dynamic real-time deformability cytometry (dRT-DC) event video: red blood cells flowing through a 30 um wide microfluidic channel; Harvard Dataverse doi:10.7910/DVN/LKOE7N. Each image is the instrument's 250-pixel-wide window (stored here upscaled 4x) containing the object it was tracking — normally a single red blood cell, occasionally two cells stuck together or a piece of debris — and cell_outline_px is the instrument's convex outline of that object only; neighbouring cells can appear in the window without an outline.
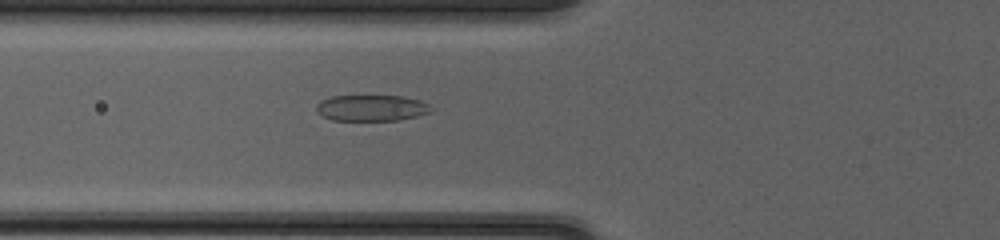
{"species": "common noctule bat (a hibernating species)", "species_latin": "Nyctalus noctula", "temperature_condition": "cold", "stored_images_in_passage": 51, "camera_frame_rate_fps": 3000, "um_per_image_px": 0.085, "animal": {"sex": "female", "body_mass_g": 20.0, "forearm_length_mm": 54.0}, "frame": {"image": 1, "passage_image": 21, "time_ms": 6.667, "image_size_px": [1000, 240], "cell_outline_px": [[436, 108], [432, 112], [416, 116], [396, 120], [332, 120], [316, 112], [316, 104], [320, 100], [332, 96], [404, 96], [420, 100]], "centroid_in_image_um": [31.6, 9.17], "position_along_channel_um": 94.2, "area_um2": 17.57}}
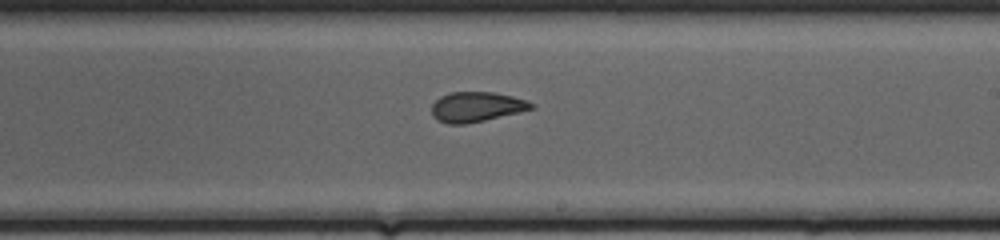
{"frame": {"image": 2, "passage_image": 32, "time_ms": 10.333, "image_size_px": [1000, 240], "cell_outline_px": [[532, 108], [520, 112], [484, 120], [464, 124], [448, 124], [436, 120], [432, 116], [432, 104], [440, 96], [452, 92], [492, 92], [512, 96], [524, 100], [532, 104]], "centroid_in_image_um": [40.43, 9.09], "position_along_channel_um": 248.6, "area_um2": 17.17}}
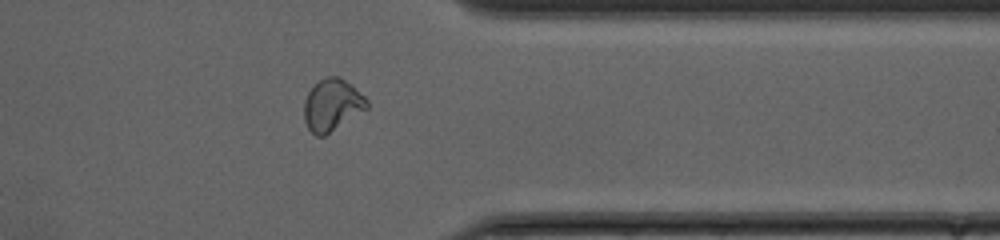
{"frame": {"image": 3, "passage_image": 42, "time_ms": 13.667, "image_size_px": [1000, 240], "cell_outline_px": [[368, 108], [324, 136], [316, 136], [308, 128], [304, 120], [304, 100], [308, 92], [320, 80], [328, 76], [340, 76], [364, 96], [368, 100]], "centroid_in_image_um": [28.22, 8.93], "position_along_channel_um": 383.2, "area_um2": 18.79}, "authors_computed_cell_mechanics": {"area_um2": 18.9584, "velocity_mm_per_s": 4.1935, "shape_relaxation_time_tau1_ms": 9.0028, "shape_relaxation_time_tau2_ms": 1.4096, "deformation_change_tau1": 0.224, "deformation_change_tau2": 0.0815}}